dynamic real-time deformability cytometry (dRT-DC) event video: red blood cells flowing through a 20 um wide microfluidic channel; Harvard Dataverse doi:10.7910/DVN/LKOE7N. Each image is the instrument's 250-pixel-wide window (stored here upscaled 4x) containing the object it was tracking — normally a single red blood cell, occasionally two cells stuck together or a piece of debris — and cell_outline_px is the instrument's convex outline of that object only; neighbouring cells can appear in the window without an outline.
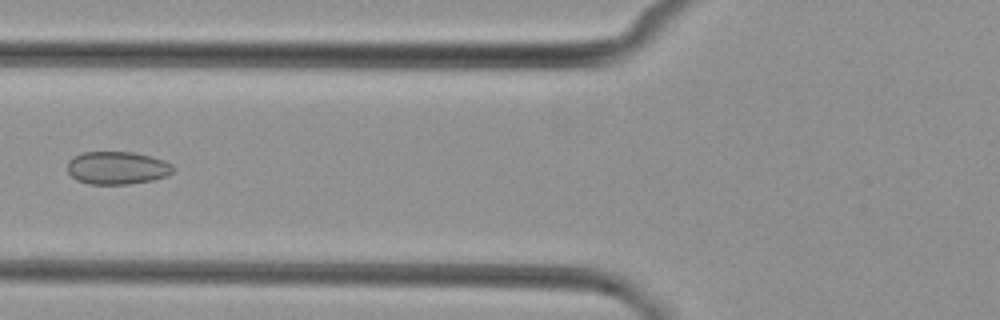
{"species": "common noctule bat (a hibernating species)", "species_latin": "Nyctalus noctula", "temperature_condition": "cold", "stored_images_in_passage": 7, "camera_frame_rate_fps": 3000, "um_per_image_px": 0.085, "animal": {"sex": "female", "body_mass_g": 29.2, "forearm_length_mm": 56.3}, "frame": {"image": 1, "passage_image": 6, "time_ms": 6.0, "image_size_px": [1000, 320], "cell_outline_px": [[176, 168], [172, 172], [164, 176], [152, 180], [128, 184], [88, 184], [76, 180], [68, 172], [68, 160], [72, 156], [84, 152], [132, 152], [164, 160], [172, 164]], "centroid_in_image_um": [9.93, 14.27], "position_along_channel_um": 115.9, "area_um2": 20.23}}
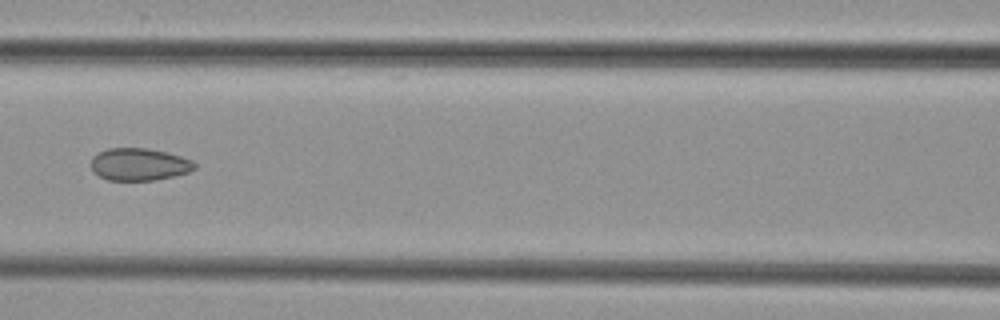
{"frame": {"image": 2, "passage_image": 7, "time_ms": 7.0, "image_size_px": [1000, 320], "cell_outline_px": [[196, 168], [188, 172], [156, 180], [108, 180], [92, 172], [92, 156], [108, 148], [148, 148], [168, 152], [192, 160], [196, 164]], "centroid_in_image_um": [11.83, 13.96], "position_along_channel_um": 154.8, "area_um2": 19.54}}